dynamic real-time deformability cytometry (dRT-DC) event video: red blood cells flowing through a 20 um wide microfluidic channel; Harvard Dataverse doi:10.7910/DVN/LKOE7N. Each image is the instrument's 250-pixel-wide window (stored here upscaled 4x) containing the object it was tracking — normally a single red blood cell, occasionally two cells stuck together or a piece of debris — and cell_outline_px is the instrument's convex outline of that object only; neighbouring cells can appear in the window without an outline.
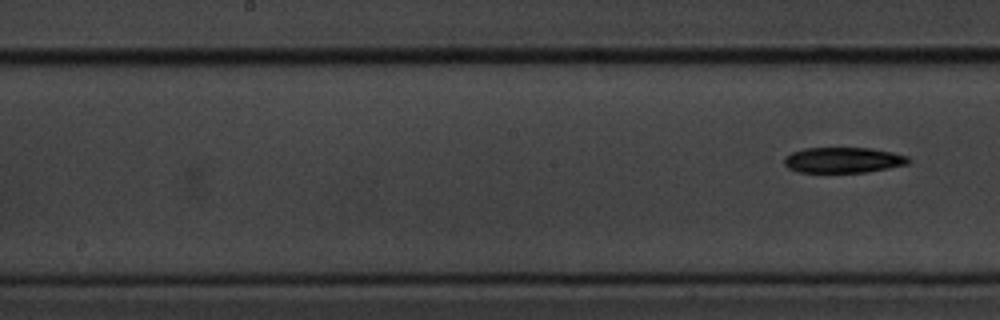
{"species": "common noctule bat (a hibernating species)", "species_latin": "Nyctalus noctula", "temperature_condition": "cold", "stored_images_in_passage": 9, "segment_of_instrument_passage": [2, 2], "camera_frame_rate_fps": 3000, "um_per_image_px": 0.085, "animal": {"sex": "male", "body_mass_g": 20.1, "forearm_length_mm": 53.5}, "frame": {"image": 1, "passage_image": 9, "time_ms": 2.667, "image_size_px": [1000, 320], "cell_outline_px": [[912, 160], [908, 164], [868, 172], [800, 172], [788, 168], [784, 164], [784, 156], [792, 152], [804, 148], [872, 148], [892, 152], [908, 156]], "centroid_in_image_um": [71.68, 13.6], "position_along_channel_um": 176.5, "area_um2": 18.61}}